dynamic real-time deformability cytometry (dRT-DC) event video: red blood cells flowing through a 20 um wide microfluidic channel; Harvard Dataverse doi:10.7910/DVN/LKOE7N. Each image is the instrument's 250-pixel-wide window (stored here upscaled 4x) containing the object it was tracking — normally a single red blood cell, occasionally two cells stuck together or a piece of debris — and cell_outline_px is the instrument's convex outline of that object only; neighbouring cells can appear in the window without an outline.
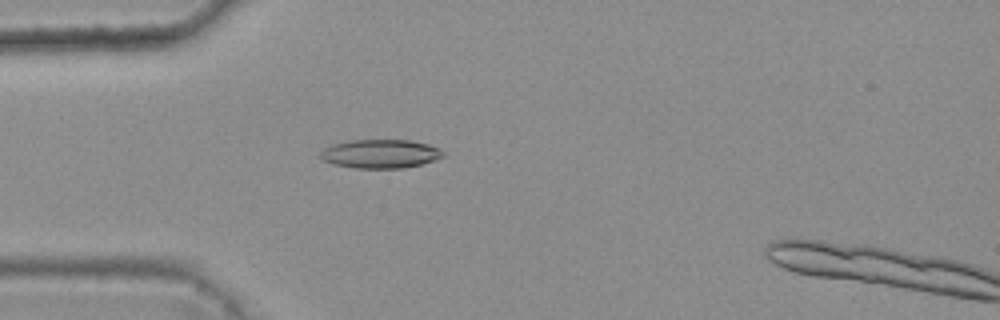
{"species": "common noctule bat (a hibernating species)", "species_latin": "Nyctalus noctula", "temperature_condition": "warm", "stored_images_in_passage": 46, "camera_frame_rate_fps": 3000, "um_per_image_px": 0.085, "animal": {"sex": "female", "body_mass_g": 25.1}, "frame": {"image": 1, "passage_image": 14, "time_ms": 4.333, "image_size_px": [1000, 320], "cell_outline_px": [[444, 156], [420, 164], [404, 168], [356, 168], [332, 164], [324, 160], [320, 156], [320, 152], [324, 148], [332, 144], [352, 140], [412, 140], [428, 144], [440, 148], [444, 152]], "centroid_in_image_um": [32.33, 13.07], "position_along_channel_um": 52.7, "area_um2": 20.52}}
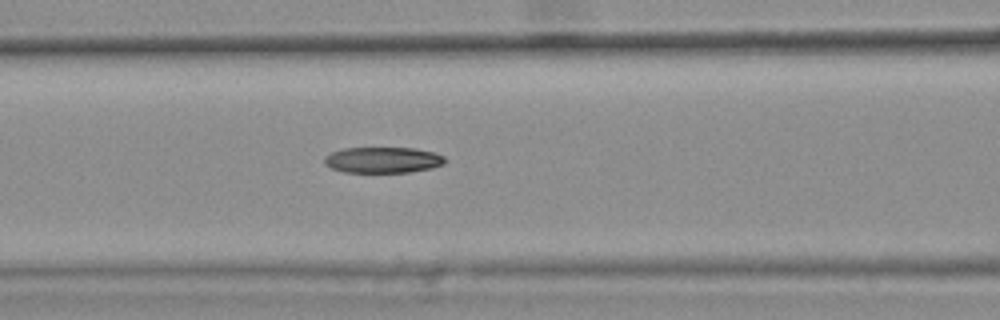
{"frame": {"image": 2, "passage_image": 21, "time_ms": 6.667, "image_size_px": [1000, 320], "cell_outline_px": [[444, 164], [432, 168], [408, 172], [344, 172], [332, 168], [324, 164], [324, 156], [332, 152], [344, 148], [416, 148], [432, 152], [444, 156]], "centroid_in_image_um": [32.52, 13.59], "position_along_channel_um": 134.1, "area_um2": 18.15}}
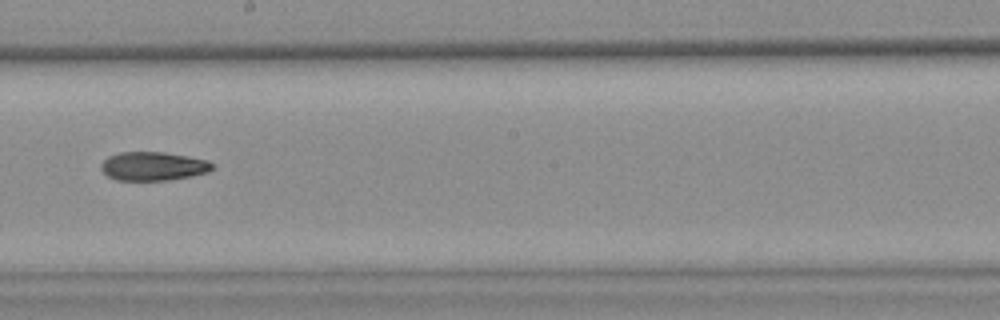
{"frame": {"image": 3, "passage_image": 29, "time_ms": 9.333, "image_size_px": [1000, 320], "cell_outline_px": [[216, 164], [208, 172], [192, 176], [168, 180], [116, 180], [108, 176], [100, 168], [100, 164], [108, 156], [120, 152], [164, 152], [188, 156], [208, 160]], "centroid_in_image_um": [13.03, 14.12], "position_along_channel_um": 235.2, "area_um2": 18.73}}